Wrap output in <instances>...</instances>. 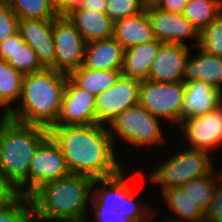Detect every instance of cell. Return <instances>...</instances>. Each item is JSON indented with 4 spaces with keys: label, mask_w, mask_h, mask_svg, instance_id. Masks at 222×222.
Returning a JSON list of instances; mask_svg holds the SVG:
<instances>
[{
    "label": "cell",
    "mask_w": 222,
    "mask_h": 222,
    "mask_svg": "<svg viewBox=\"0 0 222 222\" xmlns=\"http://www.w3.org/2000/svg\"><path fill=\"white\" fill-rule=\"evenodd\" d=\"M15 194V191L0 176V207L8 202Z\"/></svg>",
    "instance_id": "38"
},
{
    "label": "cell",
    "mask_w": 222,
    "mask_h": 222,
    "mask_svg": "<svg viewBox=\"0 0 222 222\" xmlns=\"http://www.w3.org/2000/svg\"><path fill=\"white\" fill-rule=\"evenodd\" d=\"M146 4H153L156 0H144Z\"/></svg>",
    "instance_id": "39"
},
{
    "label": "cell",
    "mask_w": 222,
    "mask_h": 222,
    "mask_svg": "<svg viewBox=\"0 0 222 222\" xmlns=\"http://www.w3.org/2000/svg\"><path fill=\"white\" fill-rule=\"evenodd\" d=\"M145 9L157 40L188 46L184 39L194 38L193 46L198 47L200 32L183 14L167 12L153 4H147Z\"/></svg>",
    "instance_id": "12"
},
{
    "label": "cell",
    "mask_w": 222,
    "mask_h": 222,
    "mask_svg": "<svg viewBox=\"0 0 222 222\" xmlns=\"http://www.w3.org/2000/svg\"><path fill=\"white\" fill-rule=\"evenodd\" d=\"M113 38L124 50L156 40L146 9L137 15L116 20Z\"/></svg>",
    "instance_id": "21"
},
{
    "label": "cell",
    "mask_w": 222,
    "mask_h": 222,
    "mask_svg": "<svg viewBox=\"0 0 222 222\" xmlns=\"http://www.w3.org/2000/svg\"><path fill=\"white\" fill-rule=\"evenodd\" d=\"M48 131L59 146L71 174L101 179L122 171L113 150L115 143L108 128L102 124L54 125Z\"/></svg>",
    "instance_id": "1"
},
{
    "label": "cell",
    "mask_w": 222,
    "mask_h": 222,
    "mask_svg": "<svg viewBox=\"0 0 222 222\" xmlns=\"http://www.w3.org/2000/svg\"><path fill=\"white\" fill-rule=\"evenodd\" d=\"M189 46L162 43L153 61L148 80L153 82H183Z\"/></svg>",
    "instance_id": "16"
},
{
    "label": "cell",
    "mask_w": 222,
    "mask_h": 222,
    "mask_svg": "<svg viewBox=\"0 0 222 222\" xmlns=\"http://www.w3.org/2000/svg\"><path fill=\"white\" fill-rule=\"evenodd\" d=\"M18 32L36 52L42 66L55 69L53 19H19Z\"/></svg>",
    "instance_id": "15"
},
{
    "label": "cell",
    "mask_w": 222,
    "mask_h": 222,
    "mask_svg": "<svg viewBox=\"0 0 222 222\" xmlns=\"http://www.w3.org/2000/svg\"><path fill=\"white\" fill-rule=\"evenodd\" d=\"M0 59L23 75L44 69L36 52L24 42L19 32L0 43Z\"/></svg>",
    "instance_id": "22"
},
{
    "label": "cell",
    "mask_w": 222,
    "mask_h": 222,
    "mask_svg": "<svg viewBox=\"0 0 222 222\" xmlns=\"http://www.w3.org/2000/svg\"><path fill=\"white\" fill-rule=\"evenodd\" d=\"M67 78V74L53 68L24 75L20 98L22 109L13 108L8 117L49 130L58 120Z\"/></svg>",
    "instance_id": "4"
},
{
    "label": "cell",
    "mask_w": 222,
    "mask_h": 222,
    "mask_svg": "<svg viewBox=\"0 0 222 222\" xmlns=\"http://www.w3.org/2000/svg\"><path fill=\"white\" fill-rule=\"evenodd\" d=\"M55 70L69 75L84 64L87 42L66 15L53 19Z\"/></svg>",
    "instance_id": "9"
},
{
    "label": "cell",
    "mask_w": 222,
    "mask_h": 222,
    "mask_svg": "<svg viewBox=\"0 0 222 222\" xmlns=\"http://www.w3.org/2000/svg\"><path fill=\"white\" fill-rule=\"evenodd\" d=\"M49 136L46 128L0 116V176L16 194L28 196V170L39 145ZM27 187V188H26Z\"/></svg>",
    "instance_id": "3"
},
{
    "label": "cell",
    "mask_w": 222,
    "mask_h": 222,
    "mask_svg": "<svg viewBox=\"0 0 222 222\" xmlns=\"http://www.w3.org/2000/svg\"><path fill=\"white\" fill-rule=\"evenodd\" d=\"M79 8L105 13L106 0H78Z\"/></svg>",
    "instance_id": "37"
},
{
    "label": "cell",
    "mask_w": 222,
    "mask_h": 222,
    "mask_svg": "<svg viewBox=\"0 0 222 222\" xmlns=\"http://www.w3.org/2000/svg\"><path fill=\"white\" fill-rule=\"evenodd\" d=\"M124 48L113 37L87 43L83 66L92 70H121Z\"/></svg>",
    "instance_id": "20"
},
{
    "label": "cell",
    "mask_w": 222,
    "mask_h": 222,
    "mask_svg": "<svg viewBox=\"0 0 222 222\" xmlns=\"http://www.w3.org/2000/svg\"><path fill=\"white\" fill-rule=\"evenodd\" d=\"M197 48L222 57V12L200 32V41Z\"/></svg>",
    "instance_id": "31"
},
{
    "label": "cell",
    "mask_w": 222,
    "mask_h": 222,
    "mask_svg": "<svg viewBox=\"0 0 222 222\" xmlns=\"http://www.w3.org/2000/svg\"><path fill=\"white\" fill-rule=\"evenodd\" d=\"M66 16L87 43L113 37L114 22L105 13L79 8L76 5Z\"/></svg>",
    "instance_id": "18"
},
{
    "label": "cell",
    "mask_w": 222,
    "mask_h": 222,
    "mask_svg": "<svg viewBox=\"0 0 222 222\" xmlns=\"http://www.w3.org/2000/svg\"><path fill=\"white\" fill-rule=\"evenodd\" d=\"M213 157L209 152L187 148L175 155L150 173L151 183L161 185L163 192L169 188H179L187 182L208 174L213 168Z\"/></svg>",
    "instance_id": "6"
},
{
    "label": "cell",
    "mask_w": 222,
    "mask_h": 222,
    "mask_svg": "<svg viewBox=\"0 0 222 222\" xmlns=\"http://www.w3.org/2000/svg\"><path fill=\"white\" fill-rule=\"evenodd\" d=\"M96 96L78 87L69 77L55 125L78 126L96 123Z\"/></svg>",
    "instance_id": "14"
},
{
    "label": "cell",
    "mask_w": 222,
    "mask_h": 222,
    "mask_svg": "<svg viewBox=\"0 0 222 222\" xmlns=\"http://www.w3.org/2000/svg\"><path fill=\"white\" fill-rule=\"evenodd\" d=\"M159 122V118L138 104L112 120L109 124L111 130L108 129V131L113 142L116 137H120L134 147L148 145L150 148L153 144L159 145L165 142Z\"/></svg>",
    "instance_id": "7"
},
{
    "label": "cell",
    "mask_w": 222,
    "mask_h": 222,
    "mask_svg": "<svg viewBox=\"0 0 222 222\" xmlns=\"http://www.w3.org/2000/svg\"><path fill=\"white\" fill-rule=\"evenodd\" d=\"M188 0H156L153 5L161 10L182 14Z\"/></svg>",
    "instance_id": "35"
},
{
    "label": "cell",
    "mask_w": 222,
    "mask_h": 222,
    "mask_svg": "<svg viewBox=\"0 0 222 222\" xmlns=\"http://www.w3.org/2000/svg\"><path fill=\"white\" fill-rule=\"evenodd\" d=\"M0 222H32L29 196L15 194L0 207Z\"/></svg>",
    "instance_id": "30"
},
{
    "label": "cell",
    "mask_w": 222,
    "mask_h": 222,
    "mask_svg": "<svg viewBox=\"0 0 222 222\" xmlns=\"http://www.w3.org/2000/svg\"><path fill=\"white\" fill-rule=\"evenodd\" d=\"M180 128L189 148L212 151L222 144V104L203 116L183 119Z\"/></svg>",
    "instance_id": "13"
},
{
    "label": "cell",
    "mask_w": 222,
    "mask_h": 222,
    "mask_svg": "<svg viewBox=\"0 0 222 222\" xmlns=\"http://www.w3.org/2000/svg\"><path fill=\"white\" fill-rule=\"evenodd\" d=\"M23 77L6 60L0 59V107L7 115L13 110L10 104L21 98Z\"/></svg>",
    "instance_id": "26"
},
{
    "label": "cell",
    "mask_w": 222,
    "mask_h": 222,
    "mask_svg": "<svg viewBox=\"0 0 222 222\" xmlns=\"http://www.w3.org/2000/svg\"><path fill=\"white\" fill-rule=\"evenodd\" d=\"M219 181L209 207L204 212V222H222V178Z\"/></svg>",
    "instance_id": "34"
},
{
    "label": "cell",
    "mask_w": 222,
    "mask_h": 222,
    "mask_svg": "<svg viewBox=\"0 0 222 222\" xmlns=\"http://www.w3.org/2000/svg\"><path fill=\"white\" fill-rule=\"evenodd\" d=\"M161 195L170 210L180 216L179 219L170 218L167 222H204V212L181 187L166 189Z\"/></svg>",
    "instance_id": "25"
},
{
    "label": "cell",
    "mask_w": 222,
    "mask_h": 222,
    "mask_svg": "<svg viewBox=\"0 0 222 222\" xmlns=\"http://www.w3.org/2000/svg\"><path fill=\"white\" fill-rule=\"evenodd\" d=\"M19 18L7 0H0V43L18 32Z\"/></svg>",
    "instance_id": "33"
},
{
    "label": "cell",
    "mask_w": 222,
    "mask_h": 222,
    "mask_svg": "<svg viewBox=\"0 0 222 222\" xmlns=\"http://www.w3.org/2000/svg\"><path fill=\"white\" fill-rule=\"evenodd\" d=\"M221 12L222 0H188L182 14L201 32Z\"/></svg>",
    "instance_id": "28"
},
{
    "label": "cell",
    "mask_w": 222,
    "mask_h": 222,
    "mask_svg": "<svg viewBox=\"0 0 222 222\" xmlns=\"http://www.w3.org/2000/svg\"><path fill=\"white\" fill-rule=\"evenodd\" d=\"M65 158L54 140L48 136L37 148L28 170V196L39 186L68 177Z\"/></svg>",
    "instance_id": "11"
},
{
    "label": "cell",
    "mask_w": 222,
    "mask_h": 222,
    "mask_svg": "<svg viewBox=\"0 0 222 222\" xmlns=\"http://www.w3.org/2000/svg\"><path fill=\"white\" fill-rule=\"evenodd\" d=\"M184 94V82L144 80L140 84L138 104L155 117L180 125Z\"/></svg>",
    "instance_id": "8"
},
{
    "label": "cell",
    "mask_w": 222,
    "mask_h": 222,
    "mask_svg": "<svg viewBox=\"0 0 222 222\" xmlns=\"http://www.w3.org/2000/svg\"><path fill=\"white\" fill-rule=\"evenodd\" d=\"M121 74V70H92L82 65L68 77L81 89L97 96L114 85Z\"/></svg>",
    "instance_id": "24"
},
{
    "label": "cell",
    "mask_w": 222,
    "mask_h": 222,
    "mask_svg": "<svg viewBox=\"0 0 222 222\" xmlns=\"http://www.w3.org/2000/svg\"><path fill=\"white\" fill-rule=\"evenodd\" d=\"M220 170L221 172H216L213 168L208 174L195 178L181 187L184 193L187 194L203 212L208 209L213 193L218 185L217 182L222 178V169ZM215 172L218 174L216 175ZM213 174L216 177H214Z\"/></svg>",
    "instance_id": "27"
},
{
    "label": "cell",
    "mask_w": 222,
    "mask_h": 222,
    "mask_svg": "<svg viewBox=\"0 0 222 222\" xmlns=\"http://www.w3.org/2000/svg\"><path fill=\"white\" fill-rule=\"evenodd\" d=\"M183 119L203 116L222 104V91L203 81L184 82Z\"/></svg>",
    "instance_id": "17"
},
{
    "label": "cell",
    "mask_w": 222,
    "mask_h": 222,
    "mask_svg": "<svg viewBox=\"0 0 222 222\" xmlns=\"http://www.w3.org/2000/svg\"><path fill=\"white\" fill-rule=\"evenodd\" d=\"M162 43L156 39L124 50L122 75L140 81L148 80L153 61Z\"/></svg>",
    "instance_id": "23"
},
{
    "label": "cell",
    "mask_w": 222,
    "mask_h": 222,
    "mask_svg": "<svg viewBox=\"0 0 222 222\" xmlns=\"http://www.w3.org/2000/svg\"><path fill=\"white\" fill-rule=\"evenodd\" d=\"M146 5L144 0H106L105 14L115 22L143 12Z\"/></svg>",
    "instance_id": "32"
},
{
    "label": "cell",
    "mask_w": 222,
    "mask_h": 222,
    "mask_svg": "<svg viewBox=\"0 0 222 222\" xmlns=\"http://www.w3.org/2000/svg\"><path fill=\"white\" fill-rule=\"evenodd\" d=\"M19 19H55L58 14L49 0H7Z\"/></svg>",
    "instance_id": "29"
},
{
    "label": "cell",
    "mask_w": 222,
    "mask_h": 222,
    "mask_svg": "<svg viewBox=\"0 0 222 222\" xmlns=\"http://www.w3.org/2000/svg\"><path fill=\"white\" fill-rule=\"evenodd\" d=\"M78 0H49L51 7L58 15H66L77 5Z\"/></svg>",
    "instance_id": "36"
},
{
    "label": "cell",
    "mask_w": 222,
    "mask_h": 222,
    "mask_svg": "<svg viewBox=\"0 0 222 222\" xmlns=\"http://www.w3.org/2000/svg\"><path fill=\"white\" fill-rule=\"evenodd\" d=\"M141 81L120 75L114 85L96 96V123L110 124L128 108L139 103Z\"/></svg>",
    "instance_id": "10"
},
{
    "label": "cell",
    "mask_w": 222,
    "mask_h": 222,
    "mask_svg": "<svg viewBox=\"0 0 222 222\" xmlns=\"http://www.w3.org/2000/svg\"><path fill=\"white\" fill-rule=\"evenodd\" d=\"M93 182L91 177L70 174L42 184L29 195L32 222H85Z\"/></svg>",
    "instance_id": "2"
},
{
    "label": "cell",
    "mask_w": 222,
    "mask_h": 222,
    "mask_svg": "<svg viewBox=\"0 0 222 222\" xmlns=\"http://www.w3.org/2000/svg\"><path fill=\"white\" fill-rule=\"evenodd\" d=\"M199 52L185 63L183 82L203 81L222 91V57L209 54L199 48Z\"/></svg>",
    "instance_id": "19"
},
{
    "label": "cell",
    "mask_w": 222,
    "mask_h": 222,
    "mask_svg": "<svg viewBox=\"0 0 222 222\" xmlns=\"http://www.w3.org/2000/svg\"><path fill=\"white\" fill-rule=\"evenodd\" d=\"M123 172L109 178L94 179L90 202L96 222H148L154 216L156 209L151 210L147 205L144 207L142 201L137 202L138 198L125 181ZM99 183L102 186L95 188Z\"/></svg>",
    "instance_id": "5"
}]
</instances>
